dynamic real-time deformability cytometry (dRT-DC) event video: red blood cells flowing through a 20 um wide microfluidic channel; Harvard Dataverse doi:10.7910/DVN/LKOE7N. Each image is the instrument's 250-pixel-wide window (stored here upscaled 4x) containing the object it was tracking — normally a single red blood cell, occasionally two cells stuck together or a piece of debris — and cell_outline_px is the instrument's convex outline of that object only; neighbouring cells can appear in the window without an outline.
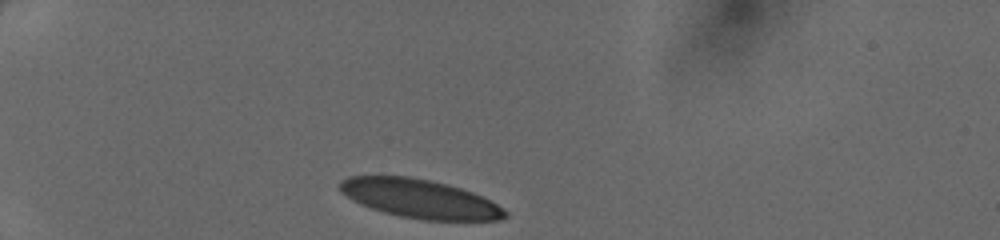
{"species": "human", "species_latin": "Homo sapiens", "temperature_condition": "cold", "stored_images_in_passage": 30, "camera_frame_rate_fps": 3000, "um_per_image_px": 0.085, "donor": {"sex": "female"}, "frame": {"image": 1, "passage_image": 1, "time_ms": 0.0, "image_size_px": [1000, 240], "cell_outline_px": [[508, 216], [500, 220], [420, 220], [400, 216], [384, 212], [360, 204], [352, 200], [340, 192], [340, 180], [348, 176], [408, 176], [448, 184], [472, 192], [504, 208], [508, 212]], "centroid_in_image_um": [35.67, 16.89], "position_along_channel_um": 49.3, "area_um2": 37.22}}
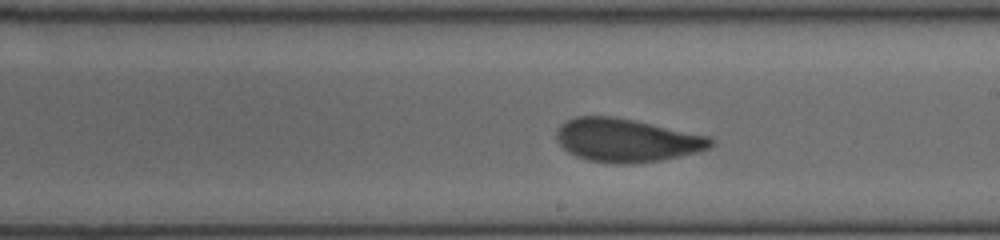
{"frame": {"image": 2, "passage_image": 17, "time_ms": 5.333, "image_size_px": [1000, 240], "cell_outline_px": [[716, 144], [712, 148], [680, 156], [660, 160], [632, 164], [612, 164], [588, 160], [576, 156], [568, 152], [556, 140], [556, 132], [560, 124], [576, 116], [612, 116], [636, 120], [708, 136], [716, 140]], "centroid_in_image_um": [53.28, 11.92], "position_along_channel_um": 235.7, "area_um2": 39.25}}
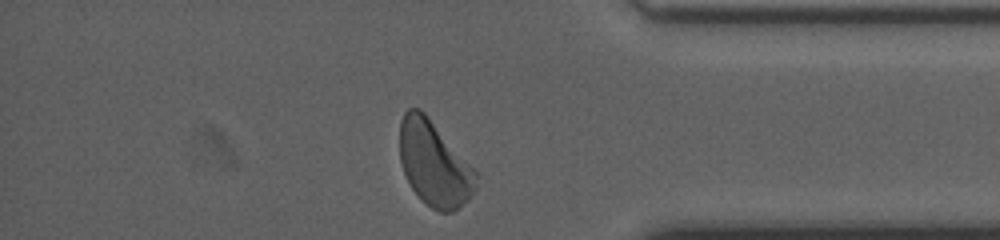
{"frame": {"image": 3, "passage_image": 29, "time_ms": 9.333, "image_size_px": [1000, 240], "cell_outline_px": [[480, 176], [476, 188], [468, 200], [452, 212], [440, 212], [432, 208], [420, 200], [412, 188], [404, 172], [400, 160], [400, 120], [404, 112], [408, 108], [420, 108], [424, 112], [480, 172]], "centroid_in_image_um": [36.95, 13.91], "position_along_channel_um": 398.2, "area_um2": 38.38}}